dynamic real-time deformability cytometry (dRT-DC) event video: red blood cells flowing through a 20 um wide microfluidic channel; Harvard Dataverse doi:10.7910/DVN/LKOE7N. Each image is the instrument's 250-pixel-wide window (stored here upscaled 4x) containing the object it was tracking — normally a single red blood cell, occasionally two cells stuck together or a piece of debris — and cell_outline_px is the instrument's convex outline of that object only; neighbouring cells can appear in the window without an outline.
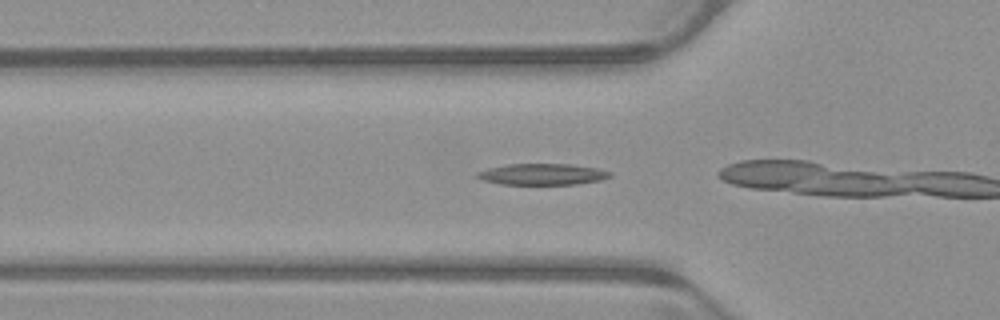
{"species": "common noctule bat (a hibernating species)", "species_latin": "Nyctalus noctula", "temperature_condition": "warm", "stored_images_in_passage": 14, "camera_frame_rate_fps": 3000, "um_per_image_px": 0.085, "animal": {"sex": "male", "body_mass_g": 23.1, "forearm_length_mm": 52.7}, "frame": {"image": 1, "passage_image": 12, "time_ms": 3.667, "image_size_px": [1000, 320], "cell_outline_px": [[612, 176], [600, 180], [576, 184], [500, 184], [484, 180], [476, 176], [476, 172], [488, 168], [508, 164], [572, 164], [596, 168], [612, 172]], "centroid_in_image_um": [46.11, 14.81], "position_along_channel_um": 79.7, "area_um2": 16.36}}